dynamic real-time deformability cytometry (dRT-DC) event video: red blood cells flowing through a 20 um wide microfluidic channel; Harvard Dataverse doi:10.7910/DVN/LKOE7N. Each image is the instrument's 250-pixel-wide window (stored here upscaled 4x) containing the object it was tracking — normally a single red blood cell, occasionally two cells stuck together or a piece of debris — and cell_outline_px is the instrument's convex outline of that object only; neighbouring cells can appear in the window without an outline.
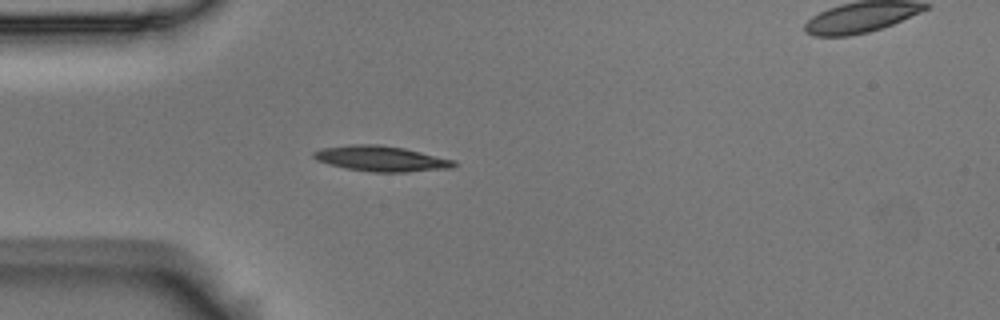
{"species": "Egyptian fruit bat (a non-hibernating species)", "species_latin": "Rousettus aegyptiacus", "temperature_condition": "room temperature", "stored_images_in_passage": 4, "segment_of_instrument_passage": [1, 2], "camera_frame_rate_fps": 3000, "um_per_image_px": 0.085, "animal": {"sex": "male"}, "frame": {"image": 1, "passage_image": 3, "time_ms": 0.667, "image_size_px": [1000, 320], "cell_outline_px": [[456, 164], [452, 168], [408, 172], [372, 172], [348, 168], [328, 164], [316, 160], [312, 156], [312, 152], [324, 148], [348, 144], [380, 144], [404, 148], [456, 160]], "centroid_in_image_um": [32.41, 13.48], "position_along_channel_um": 52.6, "area_um2": 20.87}}